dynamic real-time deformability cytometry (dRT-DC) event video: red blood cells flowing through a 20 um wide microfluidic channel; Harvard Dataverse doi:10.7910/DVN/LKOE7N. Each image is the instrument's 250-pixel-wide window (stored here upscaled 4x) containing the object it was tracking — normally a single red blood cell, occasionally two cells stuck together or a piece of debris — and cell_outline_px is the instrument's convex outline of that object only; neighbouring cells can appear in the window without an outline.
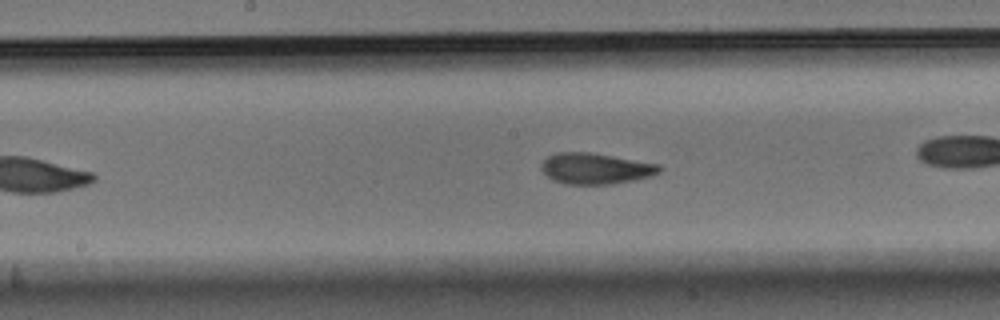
{"species": "Egyptian fruit bat (a non-hibernating species)", "species_latin": "Rousettus aegyptiacus", "temperature_condition": "warm", "stored_images_in_passage": 30, "camera_frame_rate_fps": 3000, "um_per_image_px": 0.085, "animal": {"sex": "male"}, "frame": {"image": 1, "passage_image": 9, "time_ms": 2.667, "image_size_px": [1000, 320], "cell_outline_px": [[664, 168], [660, 172], [648, 176], [632, 180], [612, 184], [564, 184], [552, 180], [540, 168], [544, 160], [548, 156], [556, 152], [592, 152], [660, 164]], "centroid_in_image_um": [50.62, 14.31], "position_along_channel_um": 197.6, "area_um2": 21.39}, "authors_computed_cell_mechanics": {"area_um2": 21.0103, "velocity_mm_per_s": 3.5257, "shape_relaxation_time_tau1_ms": 4.3651, "shape_relaxation_time_tau2_ms": 0.9638, "deformation_change_tau1": 0.1582, "deformation_change_tau2": 0.0515}}